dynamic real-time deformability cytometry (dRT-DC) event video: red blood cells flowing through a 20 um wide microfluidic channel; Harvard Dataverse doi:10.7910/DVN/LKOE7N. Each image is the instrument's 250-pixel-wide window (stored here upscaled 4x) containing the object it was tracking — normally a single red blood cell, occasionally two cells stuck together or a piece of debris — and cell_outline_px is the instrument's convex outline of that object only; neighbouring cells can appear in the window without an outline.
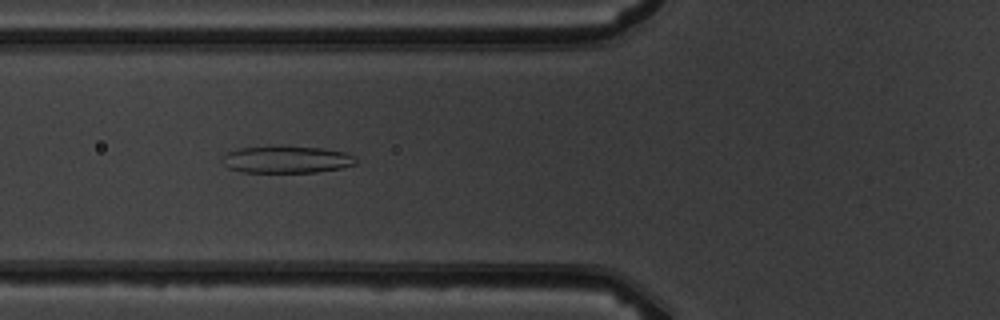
{"species": "common noctule bat (a hibernating species)", "species_latin": "Nyctalus noctula", "temperature_condition": "warm", "stored_images_in_passage": 9, "camera_frame_rate_fps": 3000, "um_per_image_px": 0.085, "animal": {"sex": "male", "body_mass_g": 19.5, "forearm_length_mm": 54.6}, "frame": {"image": 1, "passage_image": 7, "time_ms": 6.667, "image_size_px": [1000, 320], "cell_outline_px": [[356, 164], [340, 168], [316, 172], [240, 172], [228, 168], [224, 164], [224, 156], [228, 152], [240, 148], [272, 144], [284, 144], [320, 148], [344, 152], [352, 156], [356, 160]], "centroid_in_image_um": [24.33, 13.52], "position_along_channel_um": 101.5, "area_um2": 21.5}}
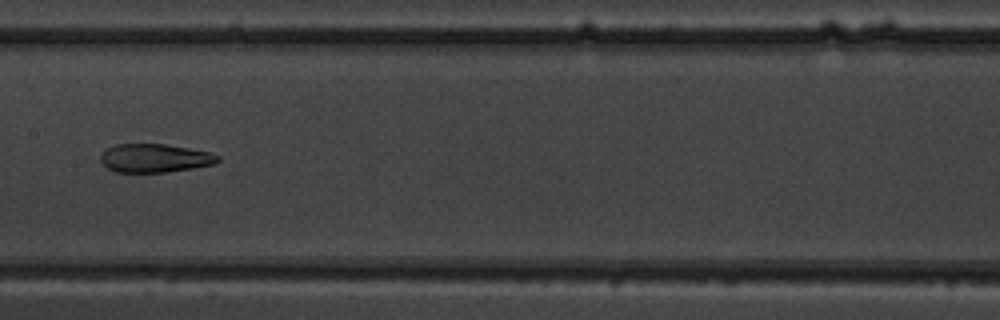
{"frame": {"image": 2, "passage_image": 9, "time_ms": 9.0, "image_size_px": [1000, 320], "cell_outline_px": [[220, 160], [216, 164], [192, 168], [164, 172], [116, 172], [108, 168], [100, 160], [100, 156], [108, 148], [116, 144], [164, 144], [188, 148], [208, 152], [220, 156]], "centroid_in_image_um": [13.17, 13.44], "position_along_channel_um": 194.2, "area_um2": 19.31}}